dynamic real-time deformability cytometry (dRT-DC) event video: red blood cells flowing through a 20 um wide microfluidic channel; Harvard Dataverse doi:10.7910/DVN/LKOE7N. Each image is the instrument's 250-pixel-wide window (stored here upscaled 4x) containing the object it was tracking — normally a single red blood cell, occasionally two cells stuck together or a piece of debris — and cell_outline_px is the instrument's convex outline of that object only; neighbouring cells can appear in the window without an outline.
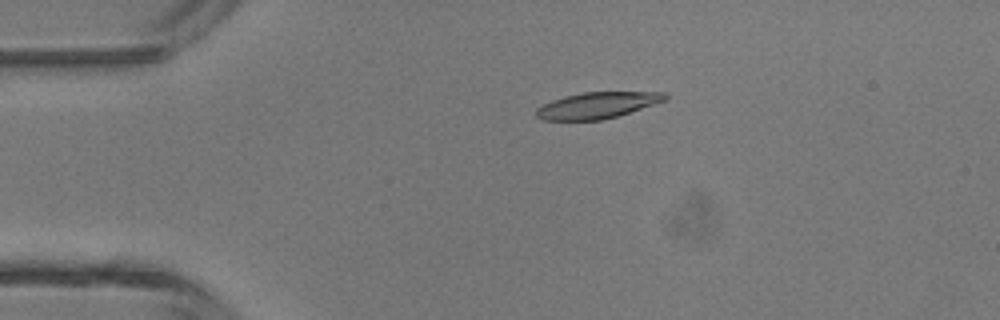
{"species": "common noctule bat (a hibernating species)", "species_latin": "Nyctalus noctula", "temperature_condition": "room temperature", "stored_images_in_passage": 3, "camera_frame_rate_fps": 3000, "um_per_image_px": 0.085, "animal": {"sex": "male", "body_mass_g": 13.3}, "frame": {"image": 1, "passage_image": 2, "time_ms": 0.333, "image_size_px": [1000, 320], "cell_outline_px": [[668, 100], [616, 116], [600, 120], [540, 120], [536, 116], [536, 108], [552, 100], [564, 96], [584, 92], [668, 92]], "centroid_in_image_um": [50.78, 8.94], "position_along_channel_um": 34.2, "area_um2": 19.71}}